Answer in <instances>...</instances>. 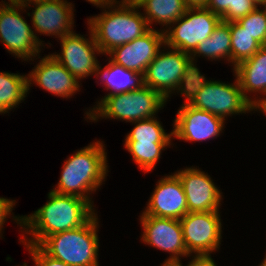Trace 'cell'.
Listing matches in <instances>:
<instances>
[{
  "instance_id": "cell-1",
  "label": "cell",
  "mask_w": 266,
  "mask_h": 266,
  "mask_svg": "<svg viewBox=\"0 0 266 266\" xmlns=\"http://www.w3.org/2000/svg\"><path fill=\"white\" fill-rule=\"evenodd\" d=\"M47 203L29 216H13L25 233L23 244L39 245L46 237L73 230L87 223L94 215V206L87 200L76 196L50 191Z\"/></svg>"
},
{
  "instance_id": "cell-2",
  "label": "cell",
  "mask_w": 266,
  "mask_h": 266,
  "mask_svg": "<svg viewBox=\"0 0 266 266\" xmlns=\"http://www.w3.org/2000/svg\"><path fill=\"white\" fill-rule=\"evenodd\" d=\"M100 8H105L104 12L90 17L87 23L102 54H107L113 48L129 43L150 30L143 13L138 12L140 8L124 0H112Z\"/></svg>"
},
{
  "instance_id": "cell-3",
  "label": "cell",
  "mask_w": 266,
  "mask_h": 266,
  "mask_svg": "<svg viewBox=\"0 0 266 266\" xmlns=\"http://www.w3.org/2000/svg\"><path fill=\"white\" fill-rule=\"evenodd\" d=\"M102 142H93L70 156L62 167L57 187L52 191L83 198L93 204L88 195L102 185L108 172L107 153Z\"/></svg>"
},
{
  "instance_id": "cell-4",
  "label": "cell",
  "mask_w": 266,
  "mask_h": 266,
  "mask_svg": "<svg viewBox=\"0 0 266 266\" xmlns=\"http://www.w3.org/2000/svg\"><path fill=\"white\" fill-rule=\"evenodd\" d=\"M193 108L204 110L225 120L230 115L250 112L256 109L244 98L238 79L234 84L206 80L197 71L184 95Z\"/></svg>"
},
{
  "instance_id": "cell-5",
  "label": "cell",
  "mask_w": 266,
  "mask_h": 266,
  "mask_svg": "<svg viewBox=\"0 0 266 266\" xmlns=\"http://www.w3.org/2000/svg\"><path fill=\"white\" fill-rule=\"evenodd\" d=\"M98 216L79 228L46 237L38 246L49 256L71 266H99Z\"/></svg>"
},
{
  "instance_id": "cell-6",
  "label": "cell",
  "mask_w": 266,
  "mask_h": 266,
  "mask_svg": "<svg viewBox=\"0 0 266 266\" xmlns=\"http://www.w3.org/2000/svg\"><path fill=\"white\" fill-rule=\"evenodd\" d=\"M166 101L158 92L142 85L128 92L105 95L86 115L93 121L102 117L135 122L154 117Z\"/></svg>"
},
{
  "instance_id": "cell-7",
  "label": "cell",
  "mask_w": 266,
  "mask_h": 266,
  "mask_svg": "<svg viewBox=\"0 0 266 266\" xmlns=\"http://www.w3.org/2000/svg\"><path fill=\"white\" fill-rule=\"evenodd\" d=\"M171 49L167 52L160 50L143 75V85L158 92L165 100L175 90L184 96L197 72L189 53Z\"/></svg>"
},
{
  "instance_id": "cell-8",
  "label": "cell",
  "mask_w": 266,
  "mask_h": 266,
  "mask_svg": "<svg viewBox=\"0 0 266 266\" xmlns=\"http://www.w3.org/2000/svg\"><path fill=\"white\" fill-rule=\"evenodd\" d=\"M220 21L221 17L206 7H189L172 27L163 29L164 46L191 54L201 41L211 36Z\"/></svg>"
},
{
  "instance_id": "cell-9",
  "label": "cell",
  "mask_w": 266,
  "mask_h": 266,
  "mask_svg": "<svg viewBox=\"0 0 266 266\" xmlns=\"http://www.w3.org/2000/svg\"><path fill=\"white\" fill-rule=\"evenodd\" d=\"M187 252L211 256L220 247L222 224L219 211L188 212L180 219Z\"/></svg>"
},
{
  "instance_id": "cell-10",
  "label": "cell",
  "mask_w": 266,
  "mask_h": 266,
  "mask_svg": "<svg viewBox=\"0 0 266 266\" xmlns=\"http://www.w3.org/2000/svg\"><path fill=\"white\" fill-rule=\"evenodd\" d=\"M23 8L0 6V41L9 53L28 61L39 56L43 44L18 12Z\"/></svg>"
},
{
  "instance_id": "cell-11",
  "label": "cell",
  "mask_w": 266,
  "mask_h": 266,
  "mask_svg": "<svg viewBox=\"0 0 266 266\" xmlns=\"http://www.w3.org/2000/svg\"><path fill=\"white\" fill-rule=\"evenodd\" d=\"M88 29L90 30V37L88 39L72 32L59 39L61 41V54H51L78 81L93 74H96L97 77L100 65L95 57V52L97 54H102V52L95 42L91 28L89 27Z\"/></svg>"
},
{
  "instance_id": "cell-12",
  "label": "cell",
  "mask_w": 266,
  "mask_h": 266,
  "mask_svg": "<svg viewBox=\"0 0 266 266\" xmlns=\"http://www.w3.org/2000/svg\"><path fill=\"white\" fill-rule=\"evenodd\" d=\"M140 217L142 241L171 253L163 264H173L179 262L182 256H190L184 244L180 220L145 215L143 212Z\"/></svg>"
},
{
  "instance_id": "cell-13",
  "label": "cell",
  "mask_w": 266,
  "mask_h": 266,
  "mask_svg": "<svg viewBox=\"0 0 266 266\" xmlns=\"http://www.w3.org/2000/svg\"><path fill=\"white\" fill-rule=\"evenodd\" d=\"M160 31L151 28L143 36L113 48L107 53L111 58L110 61L127 70L144 75L162 45H165L164 31Z\"/></svg>"
},
{
  "instance_id": "cell-14",
  "label": "cell",
  "mask_w": 266,
  "mask_h": 266,
  "mask_svg": "<svg viewBox=\"0 0 266 266\" xmlns=\"http://www.w3.org/2000/svg\"><path fill=\"white\" fill-rule=\"evenodd\" d=\"M224 121L212 113L193 108L185 101L174 120L173 136L188 142L214 139L222 133Z\"/></svg>"
},
{
  "instance_id": "cell-15",
  "label": "cell",
  "mask_w": 266,
  "mask_h": 266,
  "mask_svg": "<svg viewBox=\"0 0 266 266\" xmlns=\"http://www.w3.org/2000/svg\"><path fill=\"white\" fill-rule=\"evenodd\" d=\"M175 174L183 185L188 212L219 211L222 193L208 174L195 167H186Z\"/></svg>"
},
{
  "instance_id": "cell-16",
  "label": "cell",
  "mask_w": 266,
  "mask_h": 266,
  "mask_svg": "<svg viewBox=\"0 0 266 266\" xmlns=\"http://www.w3.org/2000/svg\"><path fill=\"white\" fill-rule=\"evenodd\" d=\"M143 213L177 220L188 213L183 185L175 173L158 181Z\"/></svg>"
},
{
  "instance_id": "cell-17",
  "label": "cell",
  "mask_w": 266,
  "mask_h": 266,
  "mask_svg": "<svg viewBox=\"0 0 266 266\" xmlns=\"http://www.w3.org/2000/svg\"><path fill=\"white\" fill-rule=\"evenodd\" d=\"M35 6L32 12V24L41 35H55V38H63L74 32V10L72 3L67 0H44L30 2L29 5Z\"/></svg>"
},
{
  "instance_id": "cell-18",
  "label": "cell",
  "mask_w": 266,
  "mask_h": 266,
  "mask_svg": "<svg viewBox=\"0 0 266 266\" xmlns=\"http://www.w3.org/2000/svg\"><path fill=\"white\" fill-rule=\"evenodd\" d=\"M34 82L51 94L68 98L79 91V81L52 55L41 58L28 74V86Z\"/></svg>"
},
{
  "instance_id": "cell-19",
  "label": "cell",
  "mask_w": 266,
  "mask_h": 266,
  "mask_svg": "<svg viewBox=\"0 0 266 266\" xmlns=\"http://www.w3.org/2000/svg\"><path fill=\"white\" fill-rule=\"evenodd\" d=\"M235 77L238 79L244 98L258 111L266 107V98H255L247 96L250 92L266 95V45L249 59L241 62L233 68Z\"/></svg>"
},
{
  "instance_id": "cell-20",
  "label": "cell",
  "mask_w": 266,
  "mask_h": 266,
  "mask_svg": "<svg viewBox=\"0 0 266 266\" xmlns=\"http://www.w3.org/2000/svg\"><path fill=\"white\" fill-rule=\"evenodd\" d=\"M198 54V55H197ZM206 56L208 59H226L231 63V35L229 22L220 21L215 27L211 36L201 41L195 50L190 54L194 68L199 71L194 64L195 56Z\"/></svg>"
},
{
  "instance_id": "cell-21",
  "label": "cell",
  "mask_w": 266,
  "mask_h": 266,
  "mask_svg": "<svg viewBox=\"0 0 266 266\" xmlns=\"http://www.w3.org/2000/svg\"><path fill=\"white\" fill-rule=\"evenodd\" d=\"M102 77L104 88L111 90L108 94L124 93L139 89L143 85V75L132 70H127L109 60V63L101 69L99 66L97 77Z\"/></svg>"
},
{
  "instance_id": "cell-22",
  "label": "cell",
  "mask_w": 266,
  "mask_h": 266,
  "mask_svg": "<svg viewBox=\"0 0 266 266\" xmlns=\"http://www.w3.org/2000/svg\"><path fill=\"white\" fill-rule=\"evenodd\" d=\"M139 8H144L143 16L151 29L153 22L159 25L171 26L179 17H181L188 6L184 0H147Z\"/></svg>"
},
{
  "instance_id": "cell-23",
  "label": "cell",
  "mask_w": 266,
  "mask_h": 266,
  "mask_svg": "<svg viewBox=\"0 0 266 266\" xmlns=\"http://www.w3.org/2000/svg\"><path fill=\"white\" fill-rule=\"evenodd\" d=\"M28 76L0 72V114L17 107L29 91Z\"/></svg>"
},
{
  "instance_id": "cell-24",
  "label": "cell",
  "mask_w": 266,
  "mask_h": 266,
  "mask_svg": "<svg viewBox=\"0 0 266 266\" xmlns=\"http://www.w3.org/2000/svg\"><path fill=\"white\" fill-rule=\"evenodd\" d=\"M135 127L127 134L125 143H171L173 132L167 134L156 117L132 122Z\"/></svg>"
},
{
  "instance_id": "cell-25",
  "label": "cell",
  "mask_w": 266,
  "mask_h": 266,
  "mask_svg": "<svg viewBox=\"0 0 266 266\" xmlns=\"http://www.w3.org/2000/svg\"><path fill=\"white\" fill-rule=\"evenodd\" d=\"M231 35V62L236 67L241 62L251 58L261 44L251 37L236 21L229 22Z\"/></svg>"
},
{
  "instance_id": "cell-26",
  "label": "cell",
  "mask_w": 266,
  "mask_h": 266,
  "mask_svg": "<svg viewBox=\"0 0 266 266\" xmlns=\"http://www.w3.org/2000/svg\"><path fill=\"white\" fill-rule=\"evenodd\" d=\"M205 7L220 16L222 21L234 22L258 6L251 0H207Z\"/></svg>"
},
{
  "instance_id": "cell-27",
  "label": "cell",
  "mask_w": 266,
  "mask_h": 266,
  "mask_svg": "<svg viewBox=\"0 0 266 266\" xmlns=\"http://www.w3.org/2000/svg\"><path fill=\"white\" fill-rule=\"evenodd\" d=\"M169 145L171 143H124L139 169L145 172L153 170L160 159L162 150Z\"/></svg>"
},
{
  "instance_id": "cell-28",
  "label": "cell",
  "mask_w": 266,
  "mask_h": 266,
  "mask_svg": "<svg viewBox=\"0 0 266 266\" xmlns=\"http://www.w3.org/2000/svg\"><path fill=\"white\" fill-rule=\"evenodd\" d=\"M263 9L256 7L248 15L236 21L262 46L266 45V8Z\"/></svg>"
},
{
  "instance_id": "cell-29",
  "label": "cell",
  "mask_w": 266,
  "mask_h": 266,
  "mask_svg": "<svg viewBox=\"0 0 266 266\" xmlns=\"http://www.w3.org/2000/svg\"><path fill=\"white\" fill-rule=\"evenodd\" d=\"M33 258L35 266H71L47 255L38 245L24 244Z\"/></svg>"
},
{
  "instance_id": "cell-30",
  "label": "cell",
  "mask_w": 266,
  "mask_h": 266,
  "mask_svg": "<svg viewBox=\"0 0 266 266\" xmlns=\"http://www.w3.org/2000/svg\"><path fill=\"white\" fill-rule=\"evenodd\" d=\"M15 202V200L0 197V233L6 221L5 219L11 214L13 206H15Z\"/></svg>"
},
{
  "instance_id": "cell-31",
  "label": "cell",
  "mask_w": 266,
  "mask_h": 266,
  "mask_svg": "<svg viewBox=\"0 0 266 266\" xmlns=\"http://www.w3.org/2000/svg\"><path fill=\"white\" fill-rule=\"evenodd\" d=\"M192 259L186 266H217L211 256H192ZM172 266H183L181 260L171 264Z\"/></svg>"
},
{
  "instance_id": "cell-32",
  "label": "cell",
  "mask_w": 266,
  "mask_h": 266,
  "mask_svg": "<svg viewBox=\"0 0 266 266\" xmlns=\"http://www.w3.org/2000/svg\"><path fill=\"white\" fill-rule=\"evenodd\" d=\"M3 3L0 4V6H12V7H24L26 8V6L31 2L30 0H8V2H4L2 0ZM9 3V4H8Z\"/></svg>"
},
{
  "instance_id": "cell-33",
  "label": "cell",
  "mask_w": 266,
  "mask_h": 266,
  "mask_svg": "<svg viewBox=\"0 0 266 266\" xmlns=\"http://www.w3.org/2000/svg\"><path fill=\"white\" fill-rule=\"evenodd\" d=\"M184 3L189 7H205L207 0H184Z\"/></svg>"
},
{
  "instance_id": "cell-34",
  "label": "cell",
  "mask_w": 266,
  "mask_h": 266,
  "mask_svg": "<svg viewBox=\"0 0 266 266\" xmlns=\"http://www.w3.org/2000/svg\"><path fill=\"white\" fill-rule=\"evenodd\" d=\"M92 4H94L95 6L97 7H101L103 6L104 4H108L110 3L112 0H86Z\"/></svg>"
},
{
  "instance_id": "cell-35",
  "label": "cell",
  "mask_w": 266,
  "mask_h": 266,
  "mask_svg": "<svg viewBox=\"0 0 266 266\" xmlns=\"http://www.w3.org/2000/svg\"><path fill=\"white\" fill-rule=\"evenodd\" d=\"M128 4L134 5L135 7H140L147 0H124Z\"/></svg>"
},
{
  "instance_id": "cell-36",
  "label": "cell",
  "mask_w": 266,
  "mask_h": 266,
  "mask_svg": "<svg viewBox=\"0 0 266 266\" xmlns=\"http://www.w3.org/2000/svg\"><path fill=\"white\" fill-rule=\"evenodd\" d=\"M256 6H265L266 0H251Z\"/></svg>"
},
{
  "instance_id": "cell-37",
  "label": "cell",
  "mask_w": 266,
  "mask_h": 266,
  "mask_svg": "<svg viewBox=\"0 0 266 266\" xmlns=\"http://www.w3.org/2000/svg\"><path fill=\"white\" fill-rule=\"evenodd\" d=\"M259 266H266V256Z\"/></svg>"
},
{
  "instance_id": "cell-38",
  "label": "cell",
  "mask_w": 266,
  "mask_h": 266,
  "mask_svg": "<svg viewBox=\"0 0 266 266\" xmlns=\"http://www.w3.org/2000/svg\"><path fill=\"white\" fill-rule=\"evenodd\" d=\"M31 2L44 1V0H30Z\"/></svg>"
},
{
  "instance_id": "cell-39",
  "label": "cell",
  "mask_w": 266,
  "mask_h": 266,
  "mask_svg": "<svg viewBox=\"0 0 266 266\" xmlns=\"http://www.w3.org/2000/svg\"><path fill=\"white\" fill-rule=\"evenodd\" d=\"M261 112L265 113L266 115V107Z\"/></svg>"
},
{
  "instance_id": "cell-40",
  "label": "cell",
  "mask_w": 266,
  "mask_h": 266,
  "mask_svg": "<svg viewBox=\"0 0 266 266\" xmlns=\"http://www.w3.org/2000/svg\"><path fill=\"white\" fill-rule=\"evenodd\" d=\"M161 266H172L171 264H162Z\"/></svg>"
}]
</instances>
